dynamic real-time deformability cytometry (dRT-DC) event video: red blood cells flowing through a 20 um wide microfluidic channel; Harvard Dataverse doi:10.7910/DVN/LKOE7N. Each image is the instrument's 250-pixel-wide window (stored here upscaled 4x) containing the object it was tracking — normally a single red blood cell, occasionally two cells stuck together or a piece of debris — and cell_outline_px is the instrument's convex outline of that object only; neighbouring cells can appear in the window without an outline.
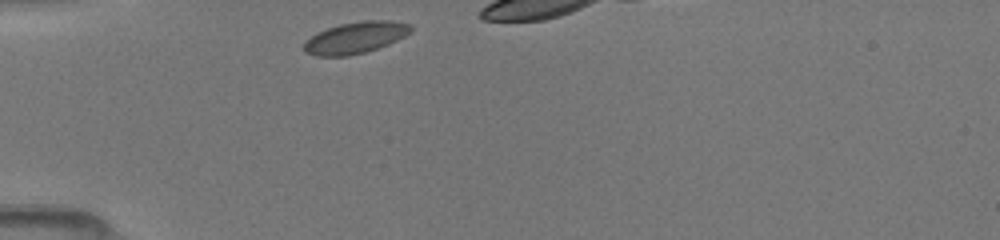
{"species": "common noctule bat (a hibernating species)", "species_latin": "Nyctalus noctula", "temperature_condition": "room temperature", "stored_images_in_passage": 5, "camera_frame_rate_fps": 3000, "um_per_image_px": 0.085, "animal": {"sex": "female", "body_mass_g": 19.5, "forearm_length_mm": 54.1}, "frame": {"image": 1, "passage_image": 1, "time_ms": 0.0, "image_size_px": [1000, 240], "cell_outline_px": [[412, 32], [388, 44], [364, 52], [348, 56], [316, 56], [304, 52], [300, 48], [304, 40], [316, 32], [340, 24], [364, 20], [392, 20], [412, 24]], "centroid_in_image_um": [30.16, 3.2], "position_along_channel_um": 54.8, "area_um2": 19.94}}
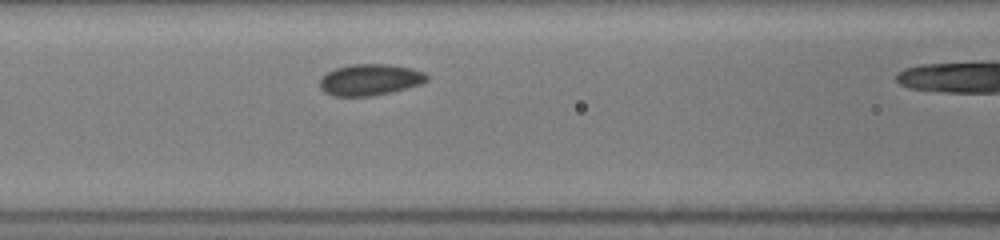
{"frame": {"image": 2, "passage_image": 4, "time_ms": 2.333, "image_size_px": [1000, 240], "cell_outline_px": [[428, 80], [420, 84], [392, 92], [372, 96], [332, 96], [324, 92], [320, 88], [320, 80], [328, 72], [336, 68], [352, 64], [388, 64], [408, 68], [424, 72], [428, 76]], "centroid_in_image_um": [31.44, 6.79], "position_along_channel_um": 135.2, "area_um2": 19.42}}